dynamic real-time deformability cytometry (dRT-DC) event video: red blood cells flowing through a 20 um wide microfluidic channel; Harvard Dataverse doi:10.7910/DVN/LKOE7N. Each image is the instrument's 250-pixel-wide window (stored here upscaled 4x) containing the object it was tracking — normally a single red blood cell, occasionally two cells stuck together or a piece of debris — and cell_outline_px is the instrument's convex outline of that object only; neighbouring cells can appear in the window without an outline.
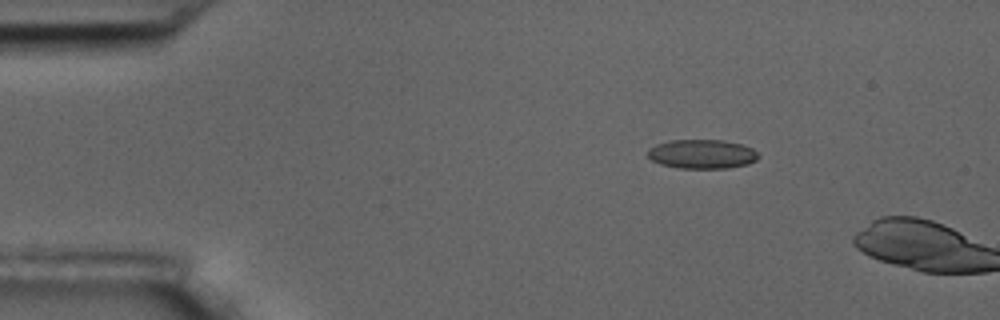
{"species": "common noctule bat (a hibernating species)", "species_latin": "Nyctalus noctula", "temperature_condition": "room temperature", "stored_images_in_passage": 2, "camera_frame_rate_fps": 3000, "um_per_image_px": 0.085, "animal": {"sex": "male", "body_mass_g": 17.5, "forearm_length_mm": 52.3}, "frame": {"image": 1, "passage_image": 1, "time_ms": 0.0, "image_size_px": [1000, 320], "cell_outline_px": [[760, 156], [756, 160], [748, 164], [728, 168], [680, 168], [660, 164], [652, 160], [648, 156], [648, 148], [656, 144], [668, 140], [724, 140], [740, 144], [752, 148]], "centroid_in_image_um": [59.66, 13.09], "position_along_channel_um": 25.3, "area_um2": 18.84}}